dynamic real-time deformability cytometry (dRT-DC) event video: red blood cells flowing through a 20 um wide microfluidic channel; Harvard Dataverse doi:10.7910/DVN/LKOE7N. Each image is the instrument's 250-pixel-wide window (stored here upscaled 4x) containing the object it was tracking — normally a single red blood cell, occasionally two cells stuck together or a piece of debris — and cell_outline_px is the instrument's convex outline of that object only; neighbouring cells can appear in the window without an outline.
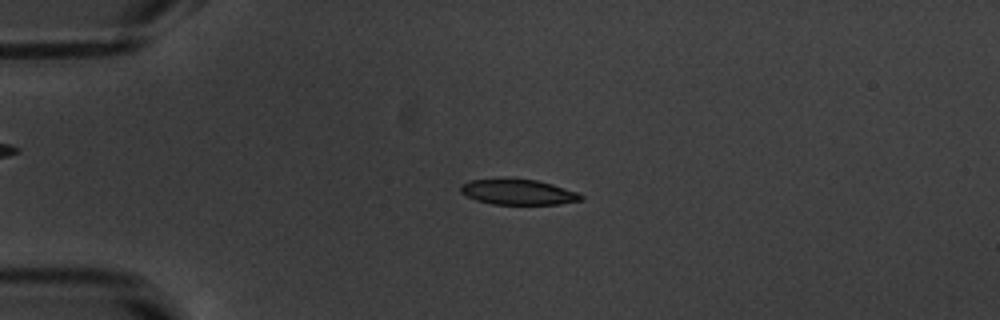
{"species": "common noctule bat (a hibernating species)", "species_latin": "Nyctalus noctula", "temperature_condition": "warm", "stored_images_in_passage": 53, "camera_frame_rate_fps": 3000, "um_per_image_px": 0.085, "animal": {"sex": "male", "body_mass_g": 20.1, "forearm_length_mm": 53.5}, "frame": {"image": 1, "passage_image": 13, "time_ms": 4.0, "image_size_px": [1000, 320], "cell_outline_px": [[584, 196], [580, 200], [560, 204], [492, 204], [476, 200], [460, 192], [460, 184], [472, 180], [508, 176], [536, 180], [552, 184], [576, 192]], "centroid_in_image_um": [43.98, 16.28], "position_along_channel_um": 41.0, "area_um2": 18.21}}
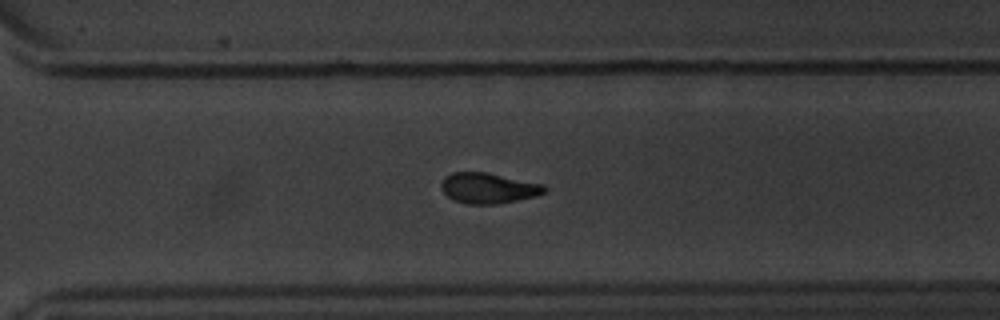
{"frame": {"image": 2, "passage_image": 38, "time_ms": 12.333, "image_size_px": [1000, 320], "cell_outline_px": [[548, 188], [544, 192], [536, 196], [496, 204], [468, 204], [456, 200], [448, 196], [440, 188], [440, 184], [452, 172], [484, 172], [544, 184]], "centroid_in_image_um": [41.53, 15.99], "position_along_channel_um": 329.1, "area_um2": 18.09}}
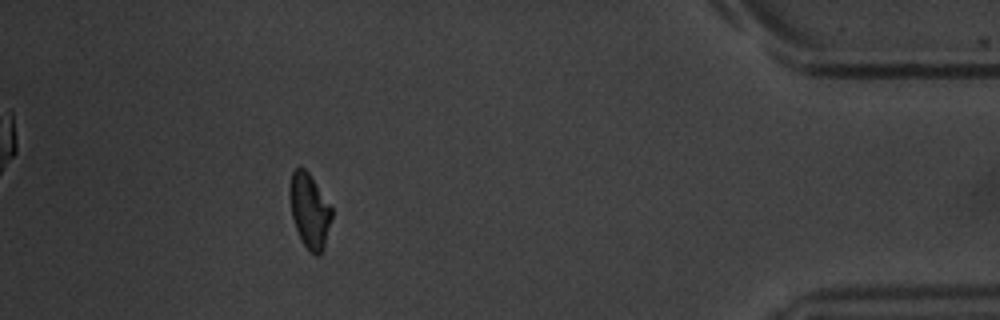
{"frame": {"image": 3, "passage_image": 48, "time_ms": 15.667, "image_size_px": [1000, 320], "cell_outline_px": [[332, 216], [324, 248], [320, 256], [316, 256], [308, 252], [296, 228], [292, 216], [288, 196], [288, 188], [292, 172], [296, 168], [304, 168], [308, 172], [332, 208]], "centroid_in_image_um": [26.29, 17.93], "position_along_channel_um": 408.9, "area_um2": 18.26}, "authors_computed_cell_mechanics": {"area_um2": 18.4382, "velocity_mm_per_s": 3.8273, "shape_relaxation_time_tau1_ms": 2.7973, "shape_relaxation_time_tau2_ms": 3.8099, "deformation_change_tau1": 0.1177, "deformation_change_tau2": 0.0973}}